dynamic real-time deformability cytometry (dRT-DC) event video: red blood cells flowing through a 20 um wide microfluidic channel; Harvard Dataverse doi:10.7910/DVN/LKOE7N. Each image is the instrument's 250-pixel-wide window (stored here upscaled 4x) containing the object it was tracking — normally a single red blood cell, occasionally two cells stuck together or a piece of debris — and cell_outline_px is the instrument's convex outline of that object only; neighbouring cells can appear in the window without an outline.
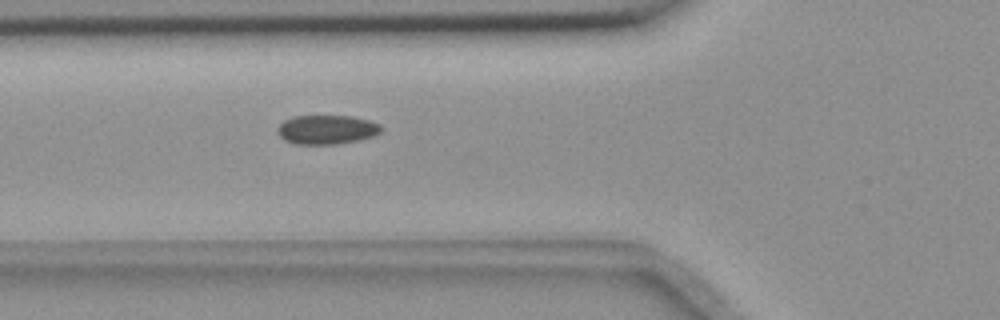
{"species": "common noctule bat (a hibernating species)", "species_latin": "Nyctalus noctula", "temperature_condition": "room temperature", "stored_images_in_passage": 52, "camera_frame_rate_fps": 3000, "um_per_image_px": 0.085, "animal": {"sex": "female", "body_mass_g": 18.4}, "frame": {"image": 1, "passage_image": 17, "time_ms": 5.333, "image_size_px": [1000, 320], "cell_outline_px": [[384, 128], [380, 132], [372, 136], [340, 144], [296, 144], [284, 140], [276, 132], [276, 128], [284, 120], [292, 116], [352, 116], [368, 120], [380, 124]], "centroid_in_image_um": [27.74, 11.01], "position_along_channel_um": 98.1, "area_um2": 17.69}}
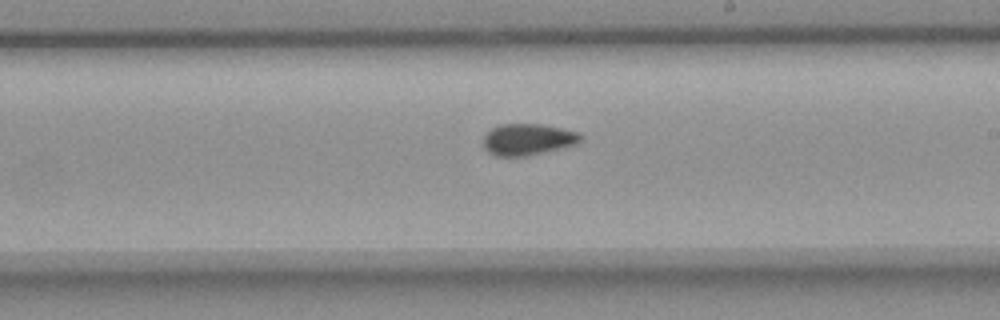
{"frame": {"image": 2, "passage_image": 29, "time_ms": 9.333, "image_size_px": [1000, 320], "cell_outline_px": [[580, 140], [576, 144], [524, 156], [496, 156], [488, 152], [484, 148], [484, 136], [492, 128], [500, 124], [540, 124], [580, 132]], "centroid_in_image_um": [44.83, 11.84], "position_along_channel_um": 244.2, "area_um2": 17.51}}
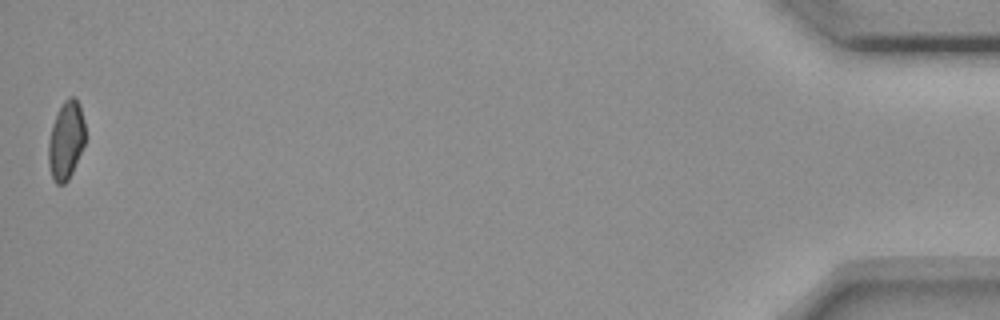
{"frame": {"image": 3, "passage_image": 52, "time_ms": 17.0, "image_size_px": [1000, 320], "cell_outline_px": [[84, 144], [72, 172], [68, 180], [64, 184], [56, 184], [52, 176], [48, 164], [48, 140], [52, 124], [64, 100], [68, 96], [76, 96], [80, 104], [84, 120]], "centroid_in_image_um": [5.6, 11.9], "position_along_channel_um": 429.6, "area_um2": 16.76}, "authors_computed_cell_mechanics": {"area_um2": 17.5134, "velocity_mm_per_s": 3.6576, "shape_relaxation_time_tau1_ms": null, "shape_relaxation_time_tau2_ms": 2.3688, "deformation_change_tau1": null, "deformation_change_tau2": 0.0776}}